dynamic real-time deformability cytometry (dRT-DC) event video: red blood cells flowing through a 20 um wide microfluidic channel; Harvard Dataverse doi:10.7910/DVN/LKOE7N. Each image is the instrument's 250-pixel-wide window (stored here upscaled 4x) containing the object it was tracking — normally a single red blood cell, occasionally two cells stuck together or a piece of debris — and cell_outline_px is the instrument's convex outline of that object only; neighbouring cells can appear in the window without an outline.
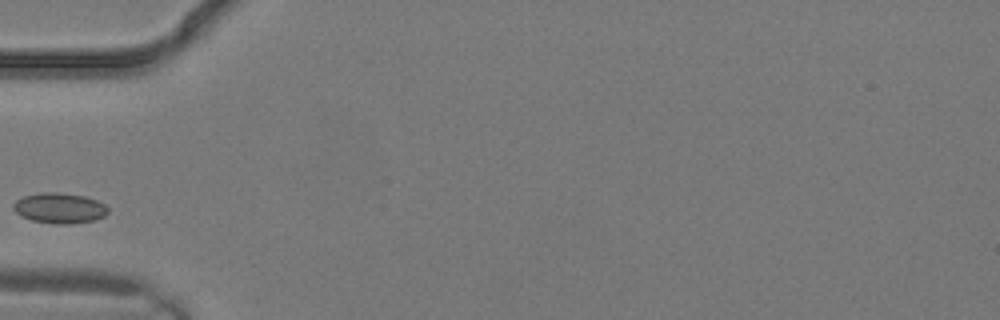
{"species": "common noctule bat (a hibernating species)", "species_latin": "Nyctalus noctula", "temperature_condition": "warm", "stored_images_in_passage": 1, "camera_frame_rate_fps": 3000, "um_per_image_px": 0.085, "animal": {"sex": "male", "body_mass_g": 19.2, "forearm_length_mm": 51.8}, "frame": {"image": 1, "passage_image": 1, "time_ms": 0.0, "image_size_px": [1000, 320], "cell_outline_px": [[108, 212], [104, 216], [92, 220], [68, 224], [56, 224], [32, 220], [20, 216], [12, 208], [12, 204], [16, 200], [24, 196], [44, 192], [56, 192], [84, 196], [96, 200], [104, 204], [108, 208]], "centroid_in_image_um": [5.03, 17.68], "position_along_channel_um": 80.0, "area_um2": 16.65}}